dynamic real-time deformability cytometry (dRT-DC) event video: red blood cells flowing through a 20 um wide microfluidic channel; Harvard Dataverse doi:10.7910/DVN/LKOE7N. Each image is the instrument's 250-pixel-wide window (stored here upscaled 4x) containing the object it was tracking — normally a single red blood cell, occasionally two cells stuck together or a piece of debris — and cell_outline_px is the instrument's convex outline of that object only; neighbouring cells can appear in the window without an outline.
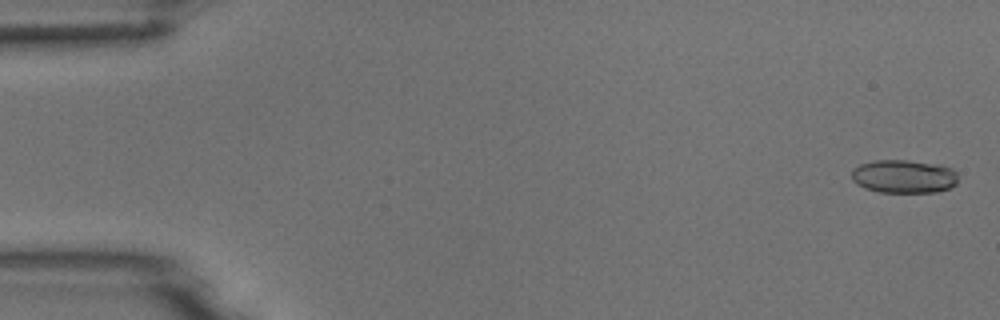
{"species": "common noctule bat (a hibernating species)", "species_latin": "Nyctalus noctula", "temperature_condition": "room temperature", "stored_images_in_passage": 6, "camera_frame_rate_fps": 3000, "um_per_image_px": 0.085, "animal": {"sex": "male", "body_mass_g": 18.8}, "frame": {"image": 1, "passage_image": 1, "time_ms": 0.0, "image_size_px": [1000, 320], "cell_outline_px": [[956, 184], [948, 188], [936, 192], [880, 192], [864, 188], [856, 184], [852, 180], [852, 168], [860, 164], [872, 160], [908, 160], [940, 164], [952, 168], [956, 172]], "centroid_in_image_um": [76.8, 14.98], "position_along_channel_um": 8.2, "area_um2": 20.87}}
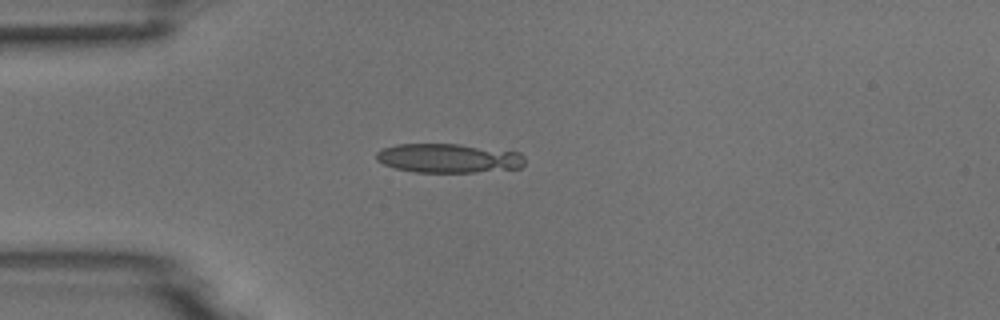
{"frame": {"image": 2, "passage_image": 4, "time_ms": 1.0, "image_size_px": [1000, 320], "cell_outline_px": [[524, 164], [520, 168], [472, 172], [416, 172], [396, 168], [384, 164], [376, 160], [376, 152], [384, 148], [396, 144], [460, 144], [520, 152], [524, 156]], "centroid_in_image_um": [38.13, 13.44], "position_along_channel_um": 46.9, "area_um2": 25.14}}